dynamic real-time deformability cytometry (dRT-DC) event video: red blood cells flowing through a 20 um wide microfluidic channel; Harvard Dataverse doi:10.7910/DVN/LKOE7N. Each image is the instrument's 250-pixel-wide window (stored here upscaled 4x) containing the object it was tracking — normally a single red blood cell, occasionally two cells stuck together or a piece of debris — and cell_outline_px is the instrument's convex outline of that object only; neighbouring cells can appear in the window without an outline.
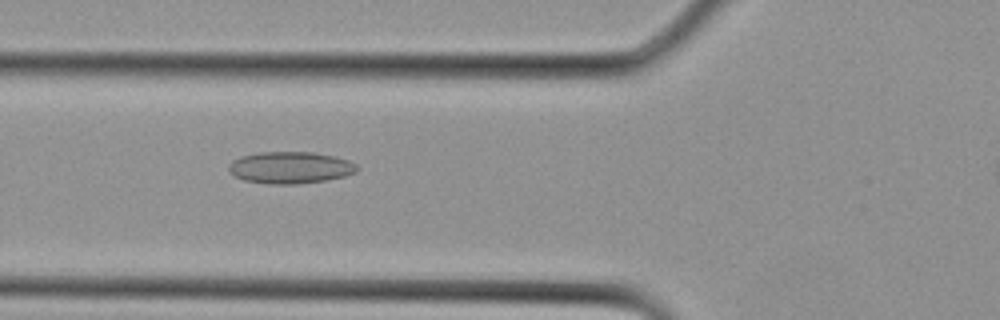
{"species": "Egyptian fruit bat (a non-hibernating species)", "species_latin": "Rousettus aegyptiacus", "temperature_condition": "cold", "stored_images_in_passage": 16, "camera_frame_rate_fps": 3000, "um_per_image_px": 0.085, "animal": {"sex": "female"}, "frame": {"image": 1, "passage_image": 5, "time_ms": 1.333, "image_size_px": [1000, 320], "cell_outline_px": [[360, 168], [356, 172], [344, 176], [324, 180], [296, 184], [268, 184], [244, 180], [232, 176], [228, 172], [228, 164], [232, 160], [240, 156], [256, 152], [312, 152], [336, 156], [348, 160], [356, 164]], "centroid_in_image_um": [24.63, 14.24], "position_along_channel_um": 101.2, "area_um2": 24.1}}
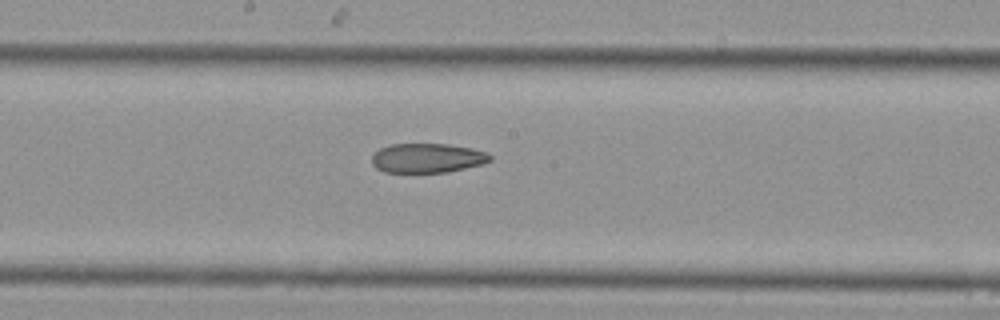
{"frame": {"image": 2, "passage_image": 10, "time_ms": 3.0, "image_size_px": [1000, 320], "cell_outline_px": [[492, 160], [484, 164], [448, 172], [384, 172], [376, 168], [372, 164], [372, 156], [380, 148], [392, 144], [448, 144], [472, 148], [488, 152], [492, 156]], "centroid_in_image_um": [36.37, 13.43], "position_along_channel_um": 211.8, "area_um2": 20.4}}
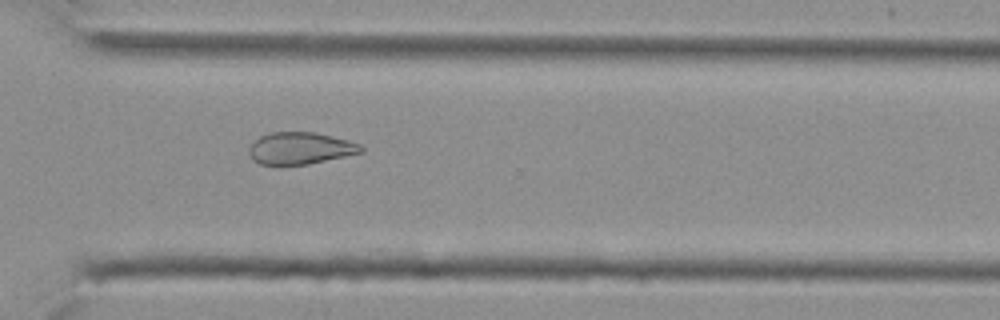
{"frame": {"image": 3, "passage_image": 16, "time_ms": 5.0, "image_size_px": [1000, 320], "cell_outline_px": [[364, 152], [308, 164], [260, 164], [252, 160], [248, 152], [248, 148], [260, 136], [272, 132], [316, 132], [348, 140], [360, 144], [364, 148]], "centroid_in_image_um": [25.53, 12.59], "position_along_channel_um": 345.1, "area_um2": 20.81}}